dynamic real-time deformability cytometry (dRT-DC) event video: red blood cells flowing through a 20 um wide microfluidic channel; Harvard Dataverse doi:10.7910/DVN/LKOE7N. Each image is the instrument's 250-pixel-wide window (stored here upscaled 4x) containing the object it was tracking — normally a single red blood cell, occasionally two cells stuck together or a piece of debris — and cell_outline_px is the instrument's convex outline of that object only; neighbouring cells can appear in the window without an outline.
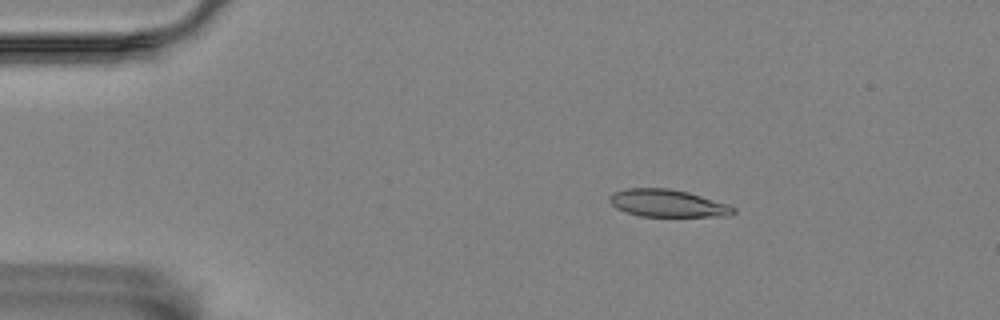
{"species": "Egyptian fruit bat (a non-hibernating species)", "species_latin": "Rousettus aegyptiacus", "temperature_condition": "room temperature", "stored_images_in_passage": 20, "camera_frame_rate_fps": 3000, "um_per_image_px": 0.085, "animal": {"sex": "female"}, "frame": {"image": 1, "passage_image": 9, "time_ms": 2.667, "image_size_px": [1000, 320], "cell_outline_px": [[736, 212], [732, 216], [640, 216], [616, 208], [608, 200], [608, 196], [612, 192], [628, 188], [668, 188], [688, 192], [728, 204], [736, 208]], "centroid_in_image_um": [56.75, 17.27], "position_along_channel_um": 28.2, "area_um2": 19.83}}
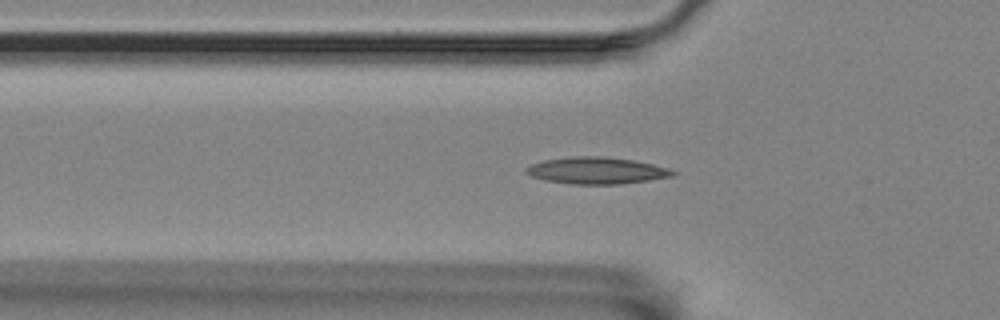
{"frame": {"image": 2, "passage_image": 18, "time_ms": 5.667, "image_size_px": [1000, 320], "cell_outline_px": [[676, 176], [620, 184], [572, 184], [544, 180], [532, 176], [524, 172], [524, 168], [532, 164], [544, 160], [572, 156], [604, 156], [632, 160], [652, 164], [668, 168], [676, 172]], "centroid_in_image_um": [50.7, 14.5], "position_along_channel_um": 75.1, "area_um2": 22.89}}